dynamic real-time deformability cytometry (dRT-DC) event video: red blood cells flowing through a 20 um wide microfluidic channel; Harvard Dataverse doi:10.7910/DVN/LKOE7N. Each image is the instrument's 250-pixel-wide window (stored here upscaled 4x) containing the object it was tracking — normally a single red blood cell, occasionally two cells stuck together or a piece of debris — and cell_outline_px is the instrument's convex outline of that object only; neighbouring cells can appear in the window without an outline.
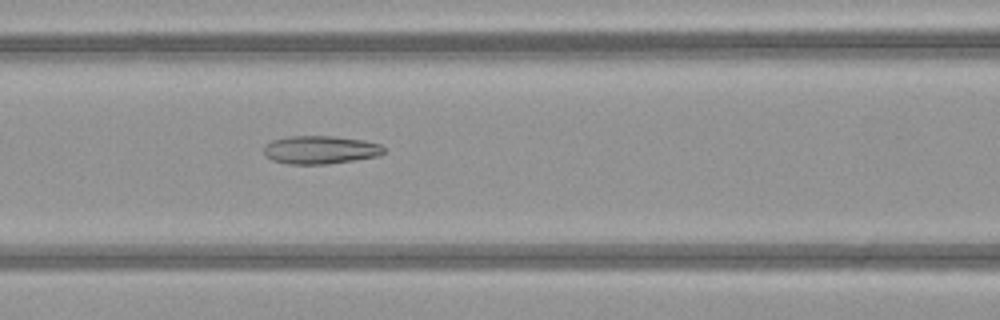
{"species": "common noctule bat (a hibernating species)", "species_latin": "Nyctalus noctula", "temperature_condition": "warm", "stored_images_in_passage": 31, "camera_frame_rate_fps": 3000, "um_per_image_px": 0.085, "animal": {"sex": "female", "body_mass_g": 21.9}, "frame": {"image": 1, "passage_image": 9, "time_ms": 2.667, "image_size_px": [1000, 320], "cell_outline_px": [[384, 152], [380, 156], [356, 160], [328, 164], [288, 164], [272, 160], [264, 156], [264, 144], [272, 140], [288, 136], [332, 136], [364, 140], [380, 144], [384, 148]], "centroid_in_image_um": [27.21, 12.74], "position_along_channel_um": 139.4, "area_um2": 19.94}}
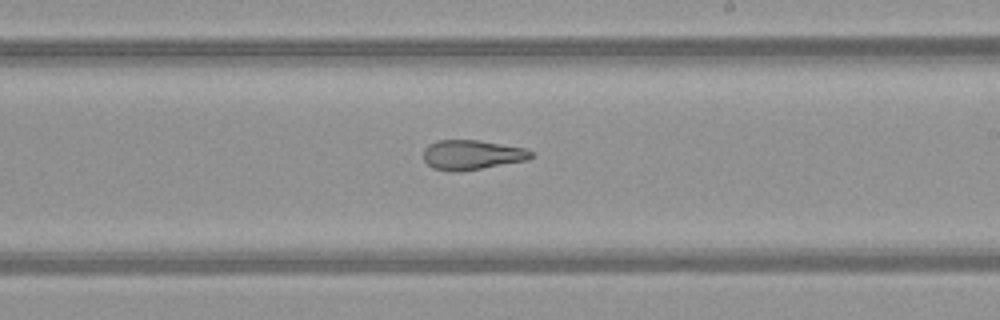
{"frame": {"image": 2, "passage_image": 17, "time_ms": 5.333, "image_size_px": [1000, 320], "cell_outline_px": [[532, 156], [528, 160], [460, 172], [456, 172], [432, 168], [424, 160], [424, 148], [428, 144], [436, 140], [476, 140], [524, 148], [532, 152]], "centroid_in_image_um": [40.07, 13.17], "position_along_channel_um": 248.9, "area_um2": 18.55}}
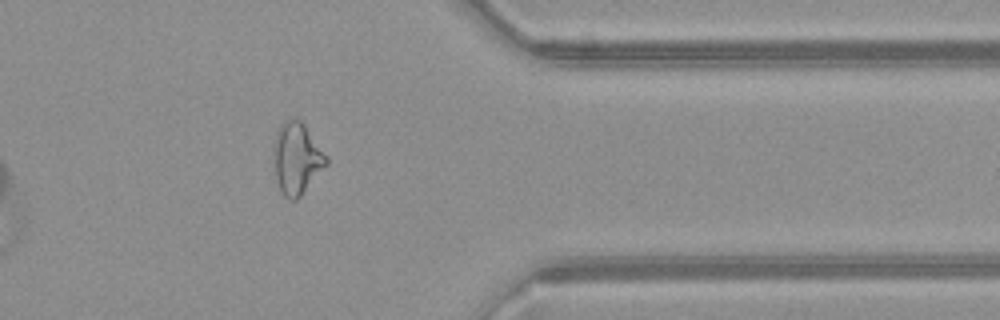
{"frame": {"image": 3, "passage_image": 28, "time_ms": 9.0, "image_size_px": [1000, 320], "cell_outline_px": [[328, 164], [300, 196], [296, 200], [288, 200], [284, 196], [276, 180], [272, 144], [276, 132], [280, 124], [292, 116], [300, 120], [304, 124], [328, 156]], "centroid_in_image_um": [25.21, 13.43], "position_along_channel_um": 386.2, "area_um2": 22.25}, "authors_computed_cell_mechanics": {"area_um2": 19.8254, "velocity_mm_per_s": 4.1097, "shape_relaxation_time_tau1_ms": null, "shape_relaxation_time_tau2_ms": 2.1602, "deformation_change_tau1": null, "deformation_change_tau2": 0.115}}